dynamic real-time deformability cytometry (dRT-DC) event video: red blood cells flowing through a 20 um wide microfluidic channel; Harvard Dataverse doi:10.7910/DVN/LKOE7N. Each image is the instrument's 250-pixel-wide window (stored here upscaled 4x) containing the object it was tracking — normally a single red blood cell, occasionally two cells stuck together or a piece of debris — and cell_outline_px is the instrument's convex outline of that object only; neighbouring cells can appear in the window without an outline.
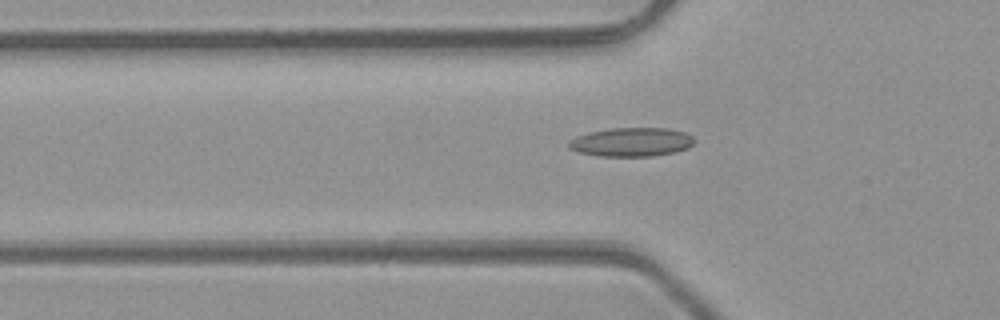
{"species": "common noctule bat (a hibernating species)", "species_latin": "Nyctalus noctula", "temperature_condition": "room temperature", "stored_images_in_passage": 27, "camera_frame_rate_fps": 3000, "um_per_image_px": 0.085, "animal": {"sex": "male", "body_mass_g": 23.1, "forearm_length_mm": 52.7}, "frame": {"image": 1, "passage_image": 2, "time_ms": 0.333, "image_size_px": [1000, 320], "cell_outline_px": [[696, 140], [688, 148], [676, 152], [652, 156], [600, 156], [580, 152], [568, 148], [568, 140], [576, 136], [588, 132], [612, 128], [668, 128], [684, 132], [692, 136]], "centroid_in_image_um": [53.67, 12.07], "position_along_channel_um": 72.1, "area_um2": 21.21}}
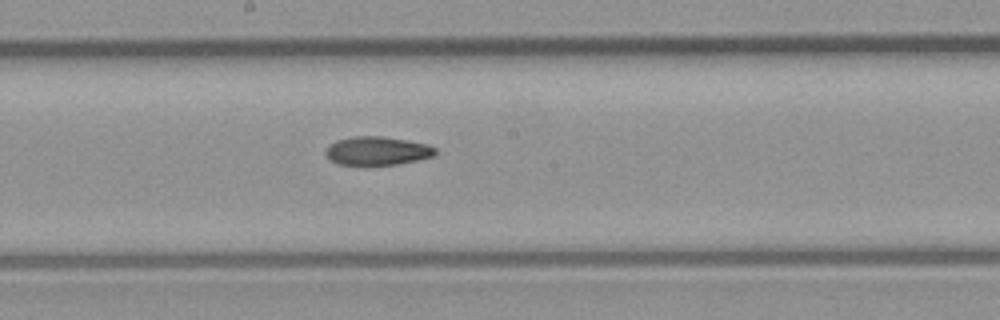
{"frame": {"image": 2, "passage_image": 12, "time_ms": 3.667, "image_size_px": [1000, 320], "cell_outline_px": [[436, 156], [396, 164], [336, 164], [328, 160], [324, 152], [336, 140], [356, 136], [384, 136], [428, 144], [436, 148]], "centroid_in_image_um": [32.07, 12.81], "position_along_channel_um": 216.1, "area_um2": 18.15}}
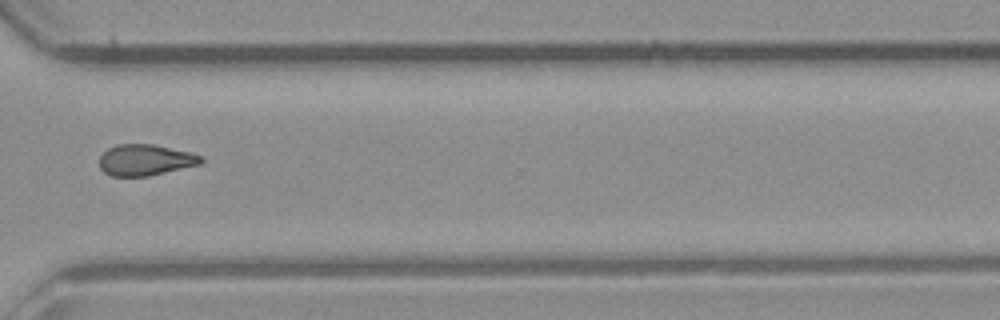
{"frame": {"image": 3, "passage_image": 22, "time_ms": 7.0, "image_size_px": [1000, 320], "cell_outline_px": [[204, 160], [200, 164], [148, 176], [112, 176], [104, 172], [100, 168], [100, 156], [108, 148], [116, 144], [152, 144], [188, 152], [200, 156]], "centroid_in_image_um": [12.31, 13.6], "position_along_channel_um": 358.3, "area_um2": 18.21}, "authors_computed_cell_mechanics": {"area_um2": 18.4382, "velocity_mm_per_s": 4.2704, "shape_relaxation_time_tau1_ms": null, "shape_relaxation_time_tau2_ms": 9.2703, "deformation_change_tau1": null, "deformation_change_tau2": 0.1915}}